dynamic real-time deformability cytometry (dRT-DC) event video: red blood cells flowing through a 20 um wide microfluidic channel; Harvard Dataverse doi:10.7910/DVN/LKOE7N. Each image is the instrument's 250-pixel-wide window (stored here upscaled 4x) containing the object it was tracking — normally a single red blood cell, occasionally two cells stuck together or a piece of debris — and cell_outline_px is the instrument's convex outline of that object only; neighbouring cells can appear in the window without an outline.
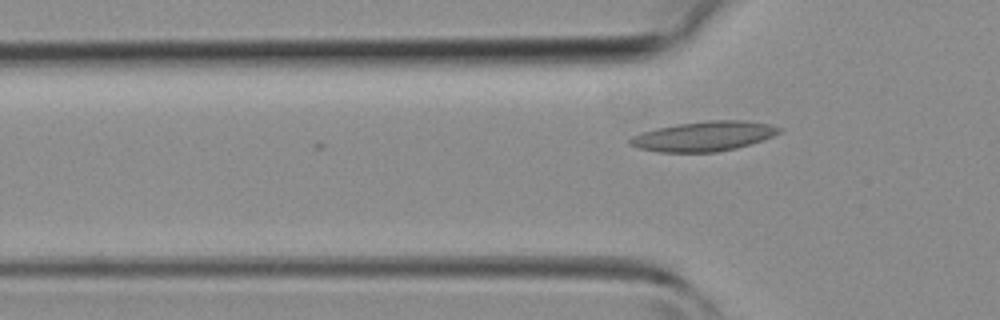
{"species": "common noctule bat (a hibernating species)", "species_latin": "Nyctalus noctula", "temperature_condition": "room temperature", "stored_images_in_passage": 2, "camera_frame_rate_fps": 3000, "um_per_image_px": 0.085, "animal": {"sex": "female", "body_mass_g": 19.3, "forearm_length_mm": 54.1}, "frame": {"image": 1, "passage_image": 2, "time_ms": 0.333, "image_size_px": [1000, 320], "cell_outline_px": [[784, 128], [780, 132], [772, 136], [736, 148], [716, 152], [660, 152], [640, 148], [628, 144], [628, 140], [632, 136], [656, 128], [680, 124], [708, 120], [744, 120], [768, 124]], "centroid_in_image_um": [59.82, 11.58], "position_along_channel_um": 66.0, "area_um2": 25.61}}